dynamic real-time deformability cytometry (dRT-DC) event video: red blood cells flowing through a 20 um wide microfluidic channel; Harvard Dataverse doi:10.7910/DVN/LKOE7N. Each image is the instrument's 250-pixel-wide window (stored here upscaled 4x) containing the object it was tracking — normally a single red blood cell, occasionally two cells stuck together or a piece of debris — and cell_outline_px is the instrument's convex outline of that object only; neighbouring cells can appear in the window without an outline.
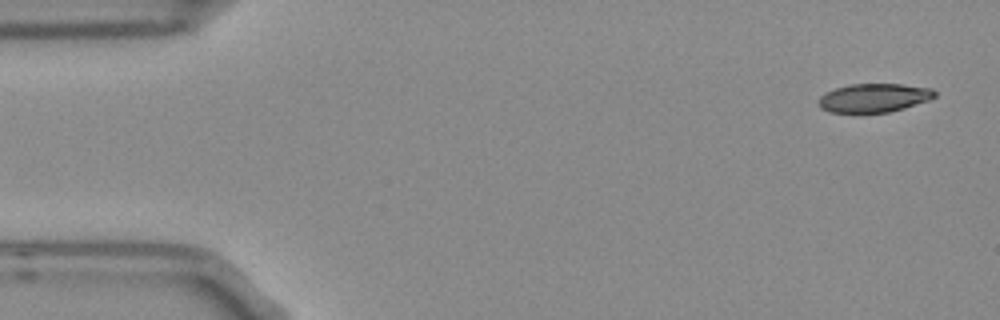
{"species": "Egyptian fruit bat (a non-hibernating species)", "species_latin": "Rousettus aegyptiacus", "temperature_condition": "room temperature", "stored_images_in_passage": 5, "camera_frame_rate_fps": 3000, "um_per_image_px": 0.085, "frame": {"image": 1, "passage_image": 1, "time_ms": 0.0, "image_size_px": [1000, 320], "cell_outline_px": [[936, 96], [928, 100], [904, 108], [888, 112], [828, 112], [820, 108], [816, 104], [816, 100], [824, 92], [848, 84], [904, 84], [932, 88], [936, 92]], "centroid_in_image_um": [74.23, 8.31], "position_along_channel_um": 10.8, "area_um2": 19.59}}
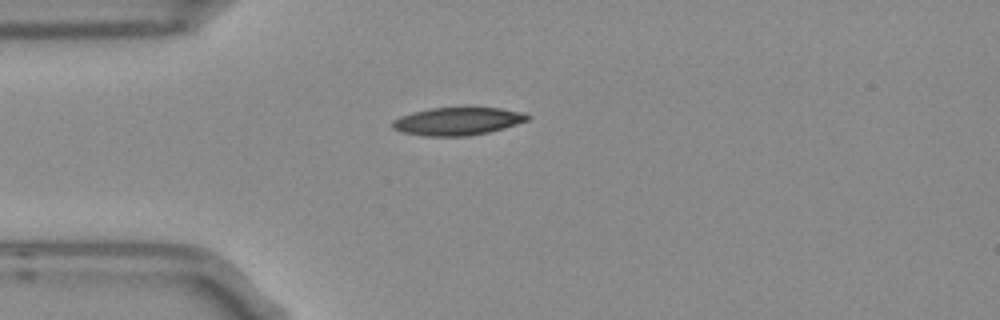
{"frame": {"image": 2, "passage_image": 4, "time_ms": 1.0, "image_size_px": [1000, 320], "cell_outline_px": [[532, 116], [528, 120], [504, 128], [488, 132], [468, 136], [424, 136], [400, 132], [392, 128], [392, 120], [400, 116], [412, 112], [432, 108], [500, 108], [524, 112]], "centroid_in_image_um": [38.88, 10.31], "position_along_channel_um": 46.1, "area_um2": 21.96}}